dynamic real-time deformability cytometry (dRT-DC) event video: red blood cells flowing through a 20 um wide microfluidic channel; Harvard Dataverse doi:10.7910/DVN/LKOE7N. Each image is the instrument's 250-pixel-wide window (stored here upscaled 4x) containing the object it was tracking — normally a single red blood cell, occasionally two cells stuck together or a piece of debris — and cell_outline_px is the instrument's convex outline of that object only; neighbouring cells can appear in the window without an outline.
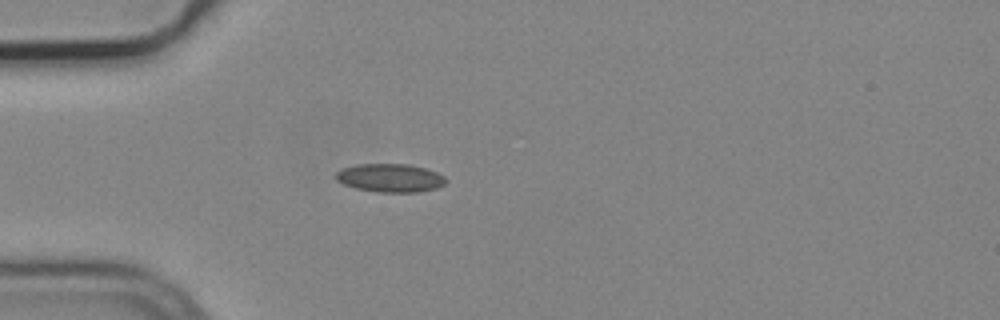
{"species": "common noctule bat (a hibernating species)", "species_latin": "Nyctalus noctula", "temperature_condition": "cold", "stored_images_in_passage": 4, "camera_frame_rate_fps": 3000, "um_per_image_px": 0.085, "animal": {"sex": "male", "body_mass_g": 19.2, "forearm_length_mm": 51.8}, "frame": {"image": 1, "passage_image": 4, "time_ms": 1.0, "image_size_px": [1000, 320], "cell_outline_px": [[448, 180], [444, 184], [436, 188], [420, 192], [376, 192], [356, 188], [344, 184], [336, 180], [336, 172], [340, 168], [360, 164], [408, 164], [424, 168], [436, 172], [444, 176]], "centroid_in_image_um": [33.16, 15.12], "position_along_channel_um": 51.8, "area_um2": 18.21}}